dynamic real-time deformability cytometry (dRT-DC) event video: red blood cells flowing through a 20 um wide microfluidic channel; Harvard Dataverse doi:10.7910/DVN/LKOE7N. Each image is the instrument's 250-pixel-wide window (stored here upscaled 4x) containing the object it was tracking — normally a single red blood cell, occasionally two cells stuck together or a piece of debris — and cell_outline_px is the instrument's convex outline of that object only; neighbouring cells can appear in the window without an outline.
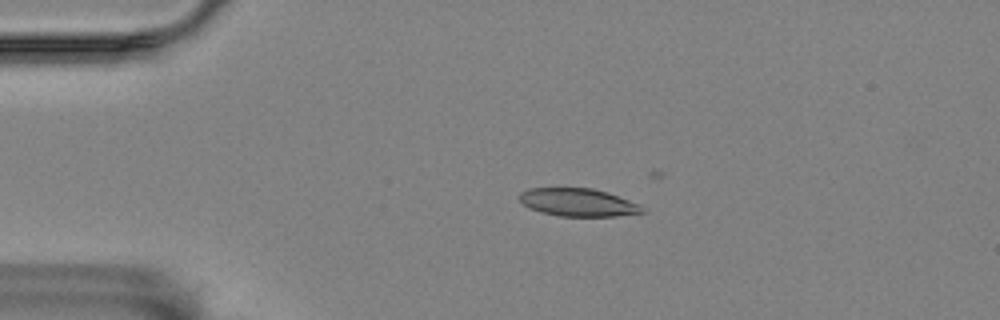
{"species": "Egyptian fruit bat (a non-hibernating species)", "species_latin": "Rousettus aegyptiacus", "temperature_condition": "room temperature", "stored_images_in_passage": 4, "camera_frame_rate_fps": 3000, "um_per_image_px": 0.085, "animal": {"sex": "female"}, "frame": {"image": 1, "passage_image": 3, "time_ms": 2.333, "image_size_px": [1000, 320], "cell_outline_px": [[644, 212], [616, 216], [560, 216], [540, 212], [524, 204], [520, 200], [520, 192], [528, 188], [592, 188], [608, 192], [640, 204]], "centroid_in_image_um": [49.14, 17.19], "position_along_channel_um": 35.9, "area_um2": 19.83}}